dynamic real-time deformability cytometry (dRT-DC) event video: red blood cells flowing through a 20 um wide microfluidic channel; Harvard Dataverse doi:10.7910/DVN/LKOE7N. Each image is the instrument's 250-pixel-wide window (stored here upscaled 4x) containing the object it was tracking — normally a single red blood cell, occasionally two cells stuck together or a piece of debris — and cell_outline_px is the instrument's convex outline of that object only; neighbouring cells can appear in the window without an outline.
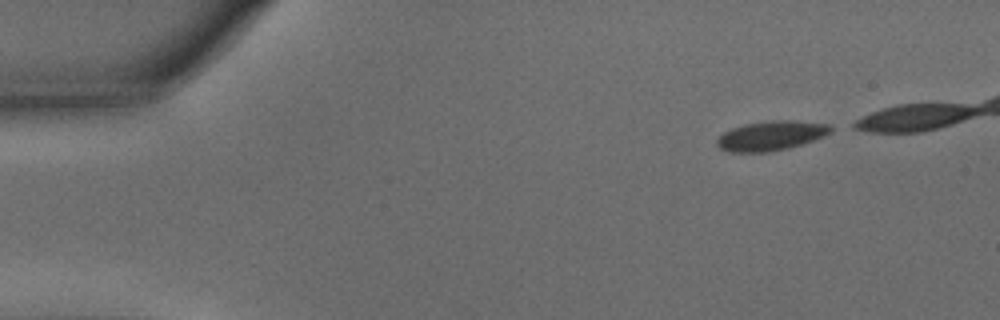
{"species": "common noctule bat (a hibernating species)", "species_latin": "Nyctalus noctula", "temperature_condition": "warm", "stored_images_in_passage": 44, "camera_frame_rate_fps": 3000, "um_per_image_px": 0.085, "animal": {"sex": "male", "body_mass_g": 15.6}, "frame": {"image": 1, "passage_image": 1, "time_ms": 0.0, "image_size_px": [1000, 320], "cell_outline_px": [[836, 128], [832, 132], [824, 136], [788, 148], [768, 152], [728, 152], [720, 148], [716, 144], [716, 140], [724, 132], [732, 128], [744, 124], [772, 120], [792, 120], [828, 124]], "centroid_in_image_um": [65.55, 11.53], "position_along_channel_um": 19.5, "area_um2": 19.59}}
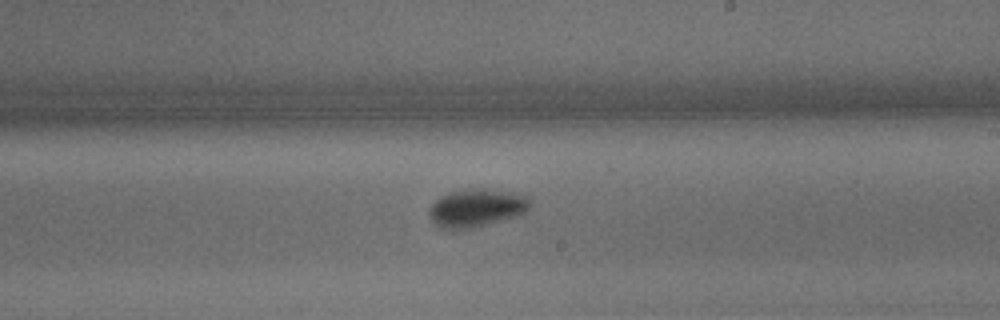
{"frame": {"image": 2, "passage_image": 28, "time_ms": 9.0, "image_size_px": [1000, 320], "cell_outline_px": [[532, 204], [524, 212], [516, 216], [468, 228], [440, 228], [432, 220], [428, 212], [432, 204], [440, 196], [448, 192], [472, 188], [484, 188], [516, 192], [528, 196], [532, 200]], "centroid_in_image_um": [40.53, 17.62], "position_along_channel_um": 248.5, "area_um2": 22.2}}
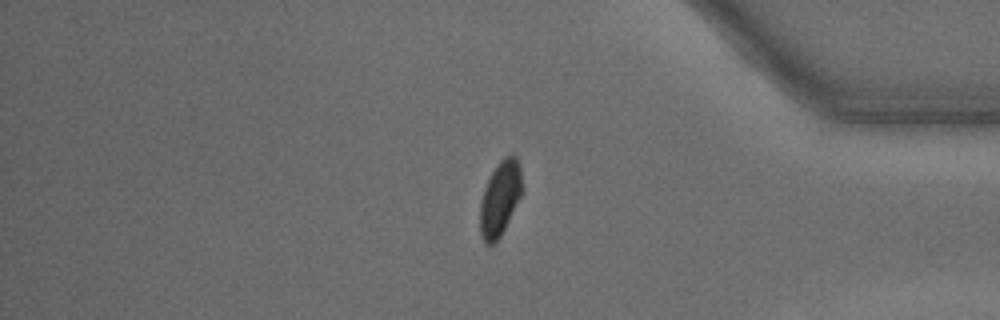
{"frame": {"image": 3, "passage_image": 42, "time_ms": 13.667, "image_size_px": [1000, 320], "cell_outline_px": [[524, 192], [500, 236], [492, 244], [484, 244], [480, 232], [480, 204], [484, 188], [492, 172], [500, 160], [504, 156], [516, 156], [520, 164], [524, 188]], "centroid_in_image_um": [42.54, 16.84], "position_along_channel_um": 392.7, "area_um2": 18.5}, "authors_computed_cell_mechanics": {"area_um2": 20.23, "velocity_mm_per_s": 3.577, "shape_relaxation_time_tau1_ms": 2.1811, "shape_relaxation_time_tau2_ms": null, "deformation_change_tau1": 0.1028, "deformation_change_tau2": null}}